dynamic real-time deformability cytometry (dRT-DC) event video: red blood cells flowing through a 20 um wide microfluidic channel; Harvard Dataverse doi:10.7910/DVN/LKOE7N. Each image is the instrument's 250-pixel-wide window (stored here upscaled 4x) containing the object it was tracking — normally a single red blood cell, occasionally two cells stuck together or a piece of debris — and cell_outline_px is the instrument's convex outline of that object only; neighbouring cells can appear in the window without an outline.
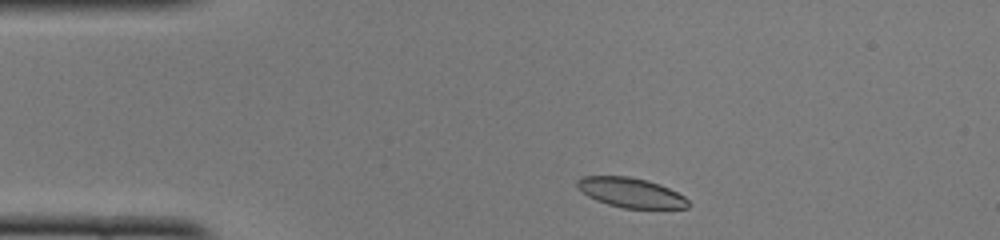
{"species": "common noctule bat (a hibernating species)", "species_latin": "Nyctalus noctula", "temperature_condition": "cold", "stored_images_in_passage": 42, "camera_frame_rate_fps": 3000, "um_per_image_px": 0.085, "animal": {"sex": "female", "body_mass_g": 22.0, "forearm_length_mm": 56.7}, "frame": {"image": 1, "passage_image": 1, "time_ms": 0.0, "image_size_px": [1000, 240], "cell_outline_px": [[692, 204], [688, 208], [624, 208], [608, 204], [596, 200], [588, 196], [576, 188], [576, 180], [580, 176], [628, 176], [648, 180], [660, 184], [684, 196]], "centroid_in_image_um": [53.6, 16.36], "position_along_channel_um": 31.4, "area_um2": 19.36}}
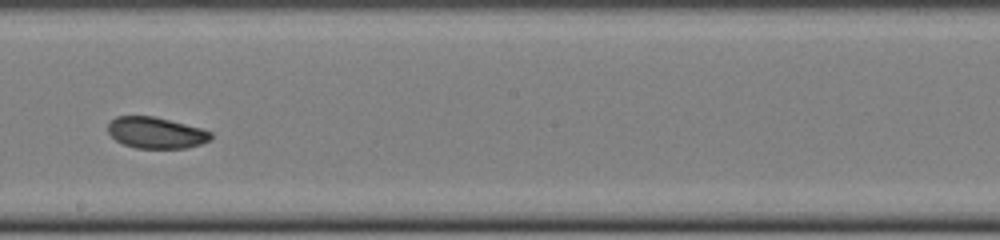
{"frame": {"image": 2, "passage_image": 20, "time_ms": 6.333, "image_size_px": [1000, 240], "cell_outline_px": [[212, 140], [188, 148], [136, 148], [124, 144], [116, 140], [108, 132], [108, 124], [116, 116], [152, 116], [204, 128], [212, 132]], "centroid_in_image_um": [13.31, 11.28], "position_along_channel_um": 234.9, "area_um2": 18.84}}
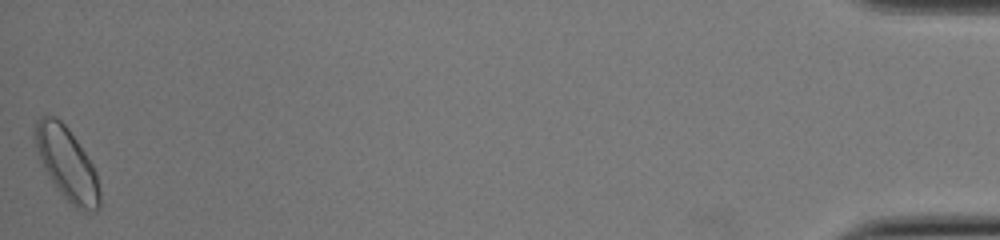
{"frame": {"image": 3, "passage_image": 42, "time_ms": 13.667, "image_size_px": [1000, 240], "cell_outline_px": [[100, 208], [96, 212], [84, 212], [76, 208], [60, 192], [44, 168], [40, 160], [32, 136], [36, 120], [40, 116], [56, 116], [68, 128], [92, 164], [96, 172], [100, 192]], "centroid_in_image_um": [5.68, 13.91], "position_along_channel_um": 429.5, "area_um2": 27.28}, "authors_computed_cell_mechanics": {"area_um2": 19.9988, "velocity_mm_per_s": 3.9453, "shape_relaxation_time_tau1_ms": 3.3766, "shape_relaxation_time_tau2_ms": 4.7815, "deformation_change_tau1": 0.0813, "deformation_change_tau2": 0.0788}}